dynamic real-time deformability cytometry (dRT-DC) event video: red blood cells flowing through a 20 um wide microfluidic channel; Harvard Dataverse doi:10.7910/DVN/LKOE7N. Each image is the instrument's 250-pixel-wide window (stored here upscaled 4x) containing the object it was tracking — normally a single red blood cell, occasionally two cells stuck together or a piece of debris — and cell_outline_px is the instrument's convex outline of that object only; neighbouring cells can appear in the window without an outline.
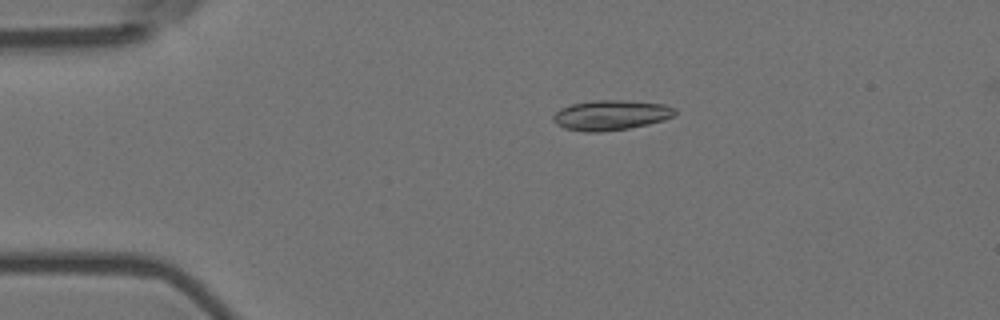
{"species": "Egyptian fruit bat (a non-hibernating species)", "species_latin": "Rousettus aegyptiacus", "temperature_condition": "room temperature", "stored_images_in_passage": 6, "camera_frame_rate_fps": 3000, "um_per_image_px": 0.085, "animal": {"sex": "female"}, "frame": {"image": 1, "passage_image": 4, "time_ms": 1.0, "image_size_px": [1000, 320], "cell_outline_px": [[676, 116], [664, 120], [648, 124], [628, 128], [600, 132], [584, 132], [564, 128], [556, 124], [552, 120], [552, 116], [560, 108], [572, 104], [596, 100], [624, 100], [664, 104], [676, 108]], "centroid_in_image_um": [51.93, 9.79], "position_along_channel_um": 33.1, "area_um2": 21.44}}